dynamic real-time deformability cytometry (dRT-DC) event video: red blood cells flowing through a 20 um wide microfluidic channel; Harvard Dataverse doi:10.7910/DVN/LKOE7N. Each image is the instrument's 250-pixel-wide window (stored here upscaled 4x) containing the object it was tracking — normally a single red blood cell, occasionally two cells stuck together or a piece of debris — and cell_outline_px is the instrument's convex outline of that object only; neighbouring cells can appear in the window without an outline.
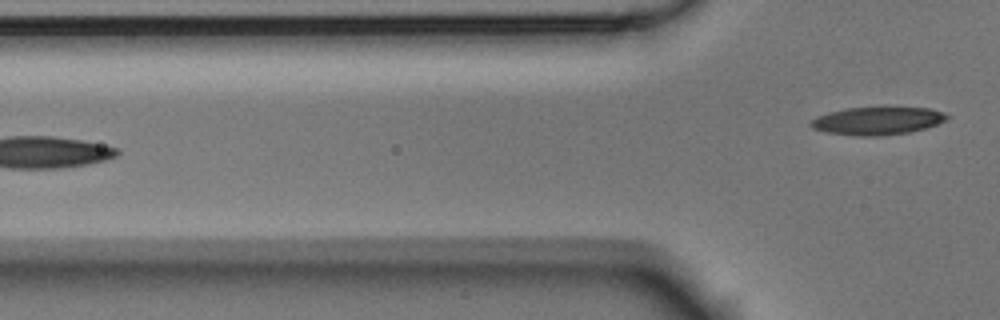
{"species": "Egyptian fruit bat (a non-hibernating species)", "species_latin": "Rousettus aegyptiacus", "temperature_condition": "room temperature", "stored_images_in_passage": 3, "camera_frame_rate_fps": 3000, "um_per_image_px": 0.085, "animal": {"sex": "male"}, "frame": {"image": 1, "passage_image": 3, "time_ms": 0.667, "image_size_px": [1000, 320], "cell_outline_px": [[948, 120], [924, 128], [908, 132], [880, 136], [856, 136], [824, 132], [812, 128], [808, 124], [816, 116], [848, 108], [884, 104], [928, 108], [944, 112], [948, 116]], "centroid_in_image_um": [74.59, 10.22], "position_along_channel_um": 51.2, "area_um2": 23.0}}